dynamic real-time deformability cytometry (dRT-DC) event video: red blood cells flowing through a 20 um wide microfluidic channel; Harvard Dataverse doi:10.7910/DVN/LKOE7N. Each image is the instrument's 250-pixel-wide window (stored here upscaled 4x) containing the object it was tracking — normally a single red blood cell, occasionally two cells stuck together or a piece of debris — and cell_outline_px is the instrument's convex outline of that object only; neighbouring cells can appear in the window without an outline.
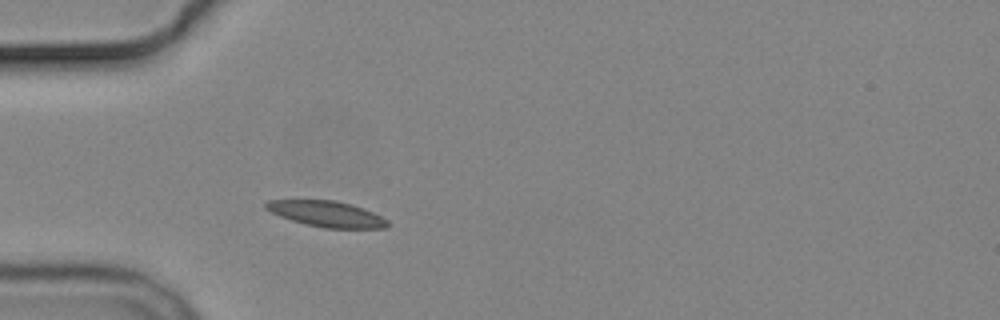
{"species": "common noctule bat (a hibernating species)", "species_latin": "Nyctalus noctula", "temperature_condition": "cold", "stored_images_in_passage": 3, "camera_frame_rate_fps": 3000, "um_per_image_px": 0.085, "animal": {"sex": "male", "body_mass_g": 19.2, "forearm_length_mm": 51.8}, "frame": {"image": 1, "passage_image": 3, "time_ms": 2.333, "image_size_px": [1000, 320], "cell_outline_px": [[388, 224], [384, 228], [324, 228], [304, 224], [280, 216], [264, 208], [264, 204], [268, 200], [336, 200], [352, 204], [364, 208], [388, 220]], "centroid_in_image_um": [27.75, 18.17], "position_along_channel_um": 57.3, "area_um2": 18.26}}